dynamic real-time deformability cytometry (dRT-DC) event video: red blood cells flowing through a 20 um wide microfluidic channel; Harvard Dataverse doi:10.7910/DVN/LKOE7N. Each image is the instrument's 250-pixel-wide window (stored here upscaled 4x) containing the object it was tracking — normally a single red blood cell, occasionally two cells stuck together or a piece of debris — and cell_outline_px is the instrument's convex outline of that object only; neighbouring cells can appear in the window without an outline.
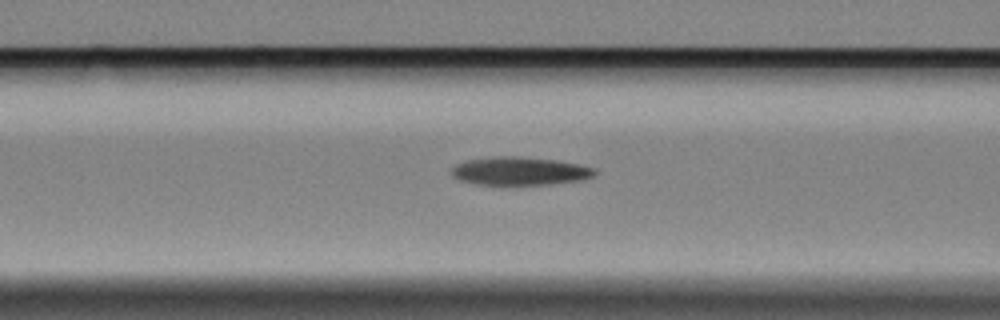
{"species": "Egyptian fruit bat (a non-hibernating species)", "species_latin": "Rousettus aegyptiacus", "temperature_condition": "cold", "stored_images_in_passage": 35, "camera_frame_rate_fps": 3000, "um_per_image_px": 0.085, "animal": {"sex": "female"}, "frame": {"image": 1, "passage_image": 10, "time_ms": 3.0, "image_size_px": [1000, 320], "cell_outline_px": [[596, 172], [592, 176], [580, 180], [552, 184], [480, 184], [460, 180], [452, 176], [452, 168], [456, 164], [468, 160], [492, 156], [520, 156], [556, 160], [580, 164], [596, 168]], "centroid_in_image_um": [44.2, 14.52], "position_along_channel_um": 122.4, "area_um2": 23.41}}
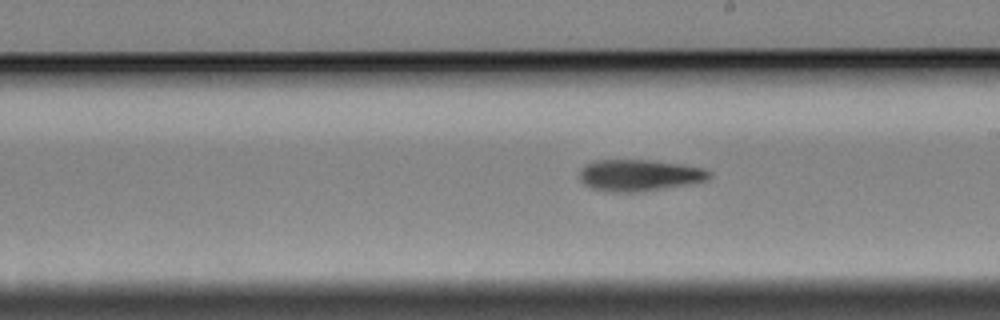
{"frame": {"image": 2, "passage_image": 20, "time_ms": 6.333, "image_size_px": [1000, 320], "cell_outline_px": [[712, 176], [704, 180], [688, 184], [636, 192], [608, 192], [592, 188], [584, 184], [580, 180], [580, 168], [584, 164], [596, 160], [648, 160], [684, 164], [704, 168], [712, 172]], "centroid_in_image_um": [54.32, 14.89], "position_along_channel_um": 234.7, "area_um2": 23.87}}
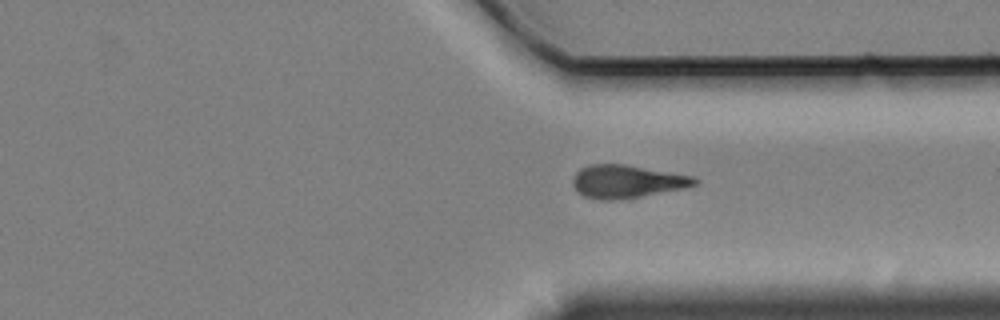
{"frame": {"image": 3, "passage_image": 31, "time_ms": 10.0, "image_size_px": [1000, 320], "cell_outline_px": [[700, 180], [696, 184], [684, 188], [640, 196], [616, 200], [600, 200], [584, 196], [572, 184], [572, 180], [576, 172], [580, 168], [588, 164], [624, 164], [696, 176]], "centroid_in_image_um": [53.3, 15.41], "position_along_channel_um": 358.1, "area_um2": 23.41}}